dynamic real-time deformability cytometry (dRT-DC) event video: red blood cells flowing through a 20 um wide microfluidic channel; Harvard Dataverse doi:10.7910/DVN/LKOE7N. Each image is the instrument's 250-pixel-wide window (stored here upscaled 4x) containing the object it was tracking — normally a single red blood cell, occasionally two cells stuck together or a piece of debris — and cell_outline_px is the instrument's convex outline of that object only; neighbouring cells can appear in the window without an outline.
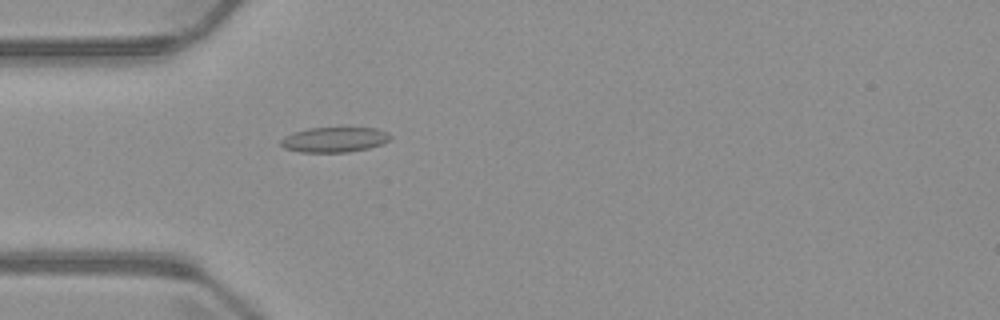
{"species": "common noctule bat (a hibernating species)", "species_latin": "Nyctalus noctula", "temperature_condition": "warm", "stored_images_in_passage": 5, "camera_frame_rate_fps": 3000, "um_per_image_px": 0.085, "animal": {"sex": "male", "body_mass_g": 23.1, "forearm_length_mm": 52.7}, "frame": {"image": 1, "passage_image": 5, "time_ms": 4.667, "image_size_px": [1000, 320], "cell_outline_px": [[392, 136], [384, 144], [368, 148], [348, 152], [300, 152], [284, 148], [280, 144], [280, 140], [284, 136], [308, 128], [376, 128], [388, 132]], "centroid_in_image_um": [28.44, 11.87], "position_along_channel_um": 56.6, "area_um2": 16.01}}